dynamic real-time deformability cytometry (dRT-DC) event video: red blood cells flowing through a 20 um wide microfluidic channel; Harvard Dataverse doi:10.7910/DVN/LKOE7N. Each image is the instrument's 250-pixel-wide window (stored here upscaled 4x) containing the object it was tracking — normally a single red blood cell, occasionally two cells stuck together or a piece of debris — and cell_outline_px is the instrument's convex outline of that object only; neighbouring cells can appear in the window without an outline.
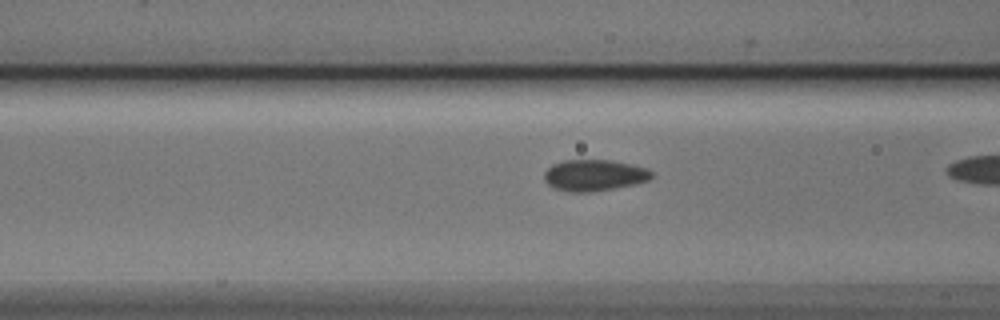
{"species": "Egyptian fruit bat (a non-hibernating species)", "species_latin": "Rousettus aegyptiacus", "temperature_condition": "cold", "stored_images_in_passage": 30, "camera_frame_rate_fps": 3000, "um_per_image_px": 0.085, "animal": {"sex": "male"}, "frame": {"image": 1, "passage_image": 9, "time_ms": 2.667, "image_size_px": [1000, 320], "cell_outline_px": [[652, 176], [648, 180], [632, 184], [592, 192], [568, 192], [552, 188], [544, 180], [544, 172], [552, 164], [564, 160], [612, 160], [632, 164], [648, 168], [652, 172]], "centroid_in_image_um": [50.47, 14.89], "position_along_channel_um": 116.1, "area_um2": 19.65}}
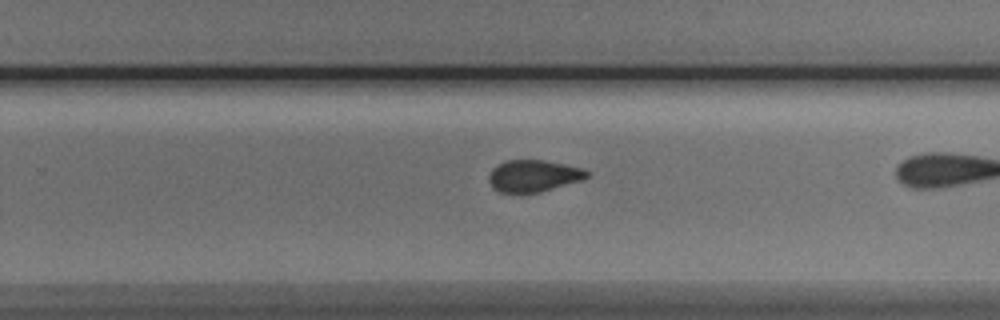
{"frame": {"image": 2, "passage_image": 22, "time_ms": 7.0, "image_size_px": [1000, 320], "cell_outline_px": [[592, 172], [588, 176], [580, 180], [540, 192], [500, 192], [492, 188], [488, 180], [488, 176], [492, 168], [508, 160], [544, 160], [580, 168]], "centroid_in_image_um": [45.31, 14.95], "position_along_channel_um": 284.5, "area_um2": 17.92}}